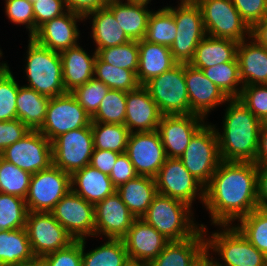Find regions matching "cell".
<instances>
[{"label": "cell", "instance_id": "1", "mask_svg": "<svg viewBox=\"0 0 267 266\" xmlns=\"http://www.w3.org/2000/svg\"><path fill=\"white\" fill-rule=\"evenodd\" d=\"M203 205L214 226L232 225L259 208L257 165L254 162L222 160L205 186Z\"/></svg>", "mask_w": 267, "mask_h": 266}, {"label": "cell", "instance_id": "2", "mask_svg": "<svg viewBox=\"0 0 267 266\" xmlns=\"http://www.w3.org/2000/svg\"><path fill=\"white\" fill-rule=\"evenodd\" d=\"M227 104L222 133L213 124L221 160L255 162L262 122L238 98Z\"/></svg>", "mask_w": 267, "mask_h": 266}, {"label": "cell", "instance_id": "3", "mask_svg": "<svg viewBox=\"0 0 267 266\" xmlns=\"http://www.w3.org/2000/svg\"><path fill=\"white\" fill-rule=\"evenodd\" d=\"M201 226L206 240V259L211 266H267L265 254L253 246L234 225H219L220 232H211L210 236H207L205 224ZM209 251L218 253L222 263Z\"/></svg>", "mask_w": 267, "mask_h": 266}, {"label": "cell", "instance_id": "4", "mask_svg": "<svg viewBox=\"0 0 267 266\" xmlns=\"http://www.w3.org/2000/svg\"><path fill=\"white\" fill-rule=\"evenodd\" d=\"M193 214L189 204L158 193L141 219L167 240L182 241L194 236L202 228L201 224L195 223Z\"/></svg>", "mask_w": 267, "mask_h": 266}, {"label": "cell", "instance_id": "5", "mask_svg": "<svg viewBox=\"0 0 267 266\" xmlns=\"http://www.w3.org/2000/svg\"><path fill=\"white\" fill-rule=\"evenodd\" d=\"M27 48L24 71L28 84L23 86L50 98L66 94L60 53L41 46L31 37Z\"/></svg>", "mask_w": 267, "mask_h": 266}, {"label": "cell", "instance_id": "6", "mask_svg": "<svg viewBox=\"0 0 267 266\" xmlns=\"http://www.w3.org/2000/svg\"><path fill=\"white\" fill-rule=\"evenodd\" d=\"M207 122L193 135L180 158L184 167L204 186L222 161L216 131L212 123Z\"/></svg>", "mask_w": 267, "mask_h": 266}, {"label": "cell", "instance_id": "7", "mask_svg": "<svg viewBox=\"0 0 267 266\" xmlns=\"http://www.w3.org/2000/svg\"><path fill=\"white\" fill-rule=\"evenodd\" d=\"M144 87L163 115L190 114V102L185 81V63L149 80Z\"/></svg>", "mask_w": 267, "mask_h": 266}, {"label": "cell", "instance_id": "8", "mask_svg": "<svg viewBox=\"0 0 267 266\" xmlns=\"http://www.w3.org/2000/svg\"><path fill=\"white\" fill-rule=\"evenodd\" d=\"M197 4L202 13L206 35L238 43L250 37L251 28L241 18L231 0H198Z\"/></svg>", "mask_w": 267, "mask_h": 266}, {"label": "cell", "instance_id": "9", "mask_svg": "<svg viewBox=\"0 0 267 266\" xmlns=\"http://www.w3.org/2000/svg\"><path fill=\"white\" fill-rule=\"evenodd\" d=\"M174 16L177 35L170 51L177 63H189L199 42L206 36L202 13L197 3L165 6Z\"/></svg>", "mask_w": 267, "mask_h": 266}, {"label": "cell", "instance_id": "10", "mask_svg": "<svg viewBox=\"0 0 267 266\" xmlns=\"http://www.w3.org/2000/svg\"><path fill=\"white\" fill-rule=\"evenodd\" d=\"M71 190V175L53 164L32 174L25 202L28 212H51Z\"/></svg>", "mask_w": 267, "mask_h": 266}, {"label": "cell", "instance_id": "11", "mask_svg": "<svg viewBox=\"0 0 267 266\" xmlns=\"http://www.w3.org/2000/svg\"><path fill=\"white\" fill-rule=\"evenodd\" d=\"M90 115L71 93L50 98L42 126L38 129L51 142L59 135L91 126Z\"/></svg>", "mask_w": 267, "mask_h": 266}, {"label": "cell", "instance_id": "12", "mask_svg": "<svg viewBox=\"0 0 267 266\" xmlns=\"http://www.w3.org/2000/svg\"><path fill=\"white\" fill-rule=\"evenodd\" d=\"M93 151L91 126L63 133L52 141L53 165L71 175L90 164Z\"/></svg>", "mask_w": 267, "mask_h": 266}, {"label": "cell", "instance_id": "13", "mask_svg": "<svg viewBox=\"0 0 267 266\" xmlns=\"http://www.w3.org/2000/svg\"><path fill=\"white\" fill-rule=\"evenodd\" d=\"M155 183L161 195L184 201L191 207L195 199L204 204L205 186L191 175L180 158H167L155 177Z\"/></svg>", "mask_w": 267, "mask_h": 266}, {"label": "cell", "instance_id": "14", "mask_svg": "<svg viewBox=\"0 0 267 266\" xmlns=\"http://www.w3.org/2000/svg\"><path fill=\"white\" fill-rule=\"evenodd\" d=\"M0 157L34 174L53 164L52 142L39 130H30L23 138L6 147Z\"/></svg>", "mask_w": 267, "mask_h": 266}, {"label": "cell", "instance_id": "15", "mask_svg": "<svg viewBox=\"0 0 267 266\" xmlns=\"http://www.w3.org/2000/svg\"><path fill=\"white\" fill-rule=\"evenodd\" d=\"M25 229L37 260L75 241L51 212H28Z\"/></svg>", "mask_w": 267, "mask_h": 266}, {"label": "cell", "instance_id": "16", "mask_svg": "<svg viewBox=\"0 0 267 266\" xmlns=\"http://www.w3.org/2000/svg\"><path fill=\"white\" fill-rule=\"evenodd\" d=\"M74 240L95 237V206L70 190L51 211Z\"/></svg>", "mask_w": 267, "mask_h": 266}, {"label": "cell", "instance_id": "17", "mask_svg": "<svg viewBox=\"0 0 267 266\" xmlns=\"http://www.w3.org/2000/svg\"><path fill=\"white\" fill-rule=\"evenodd\" d=\"M140 176L155 178L167 159L157 130L130 133L125 152Z\"/></svg>", "mask_w": 267, "mask_h": 266}, {"label": "cell", "instance_id": "18", "mask_svg": "<svg viewBox=\"0 0 267 266\" xmlns=\"http://www.w3.org/2000/svg\"><path fill=\"white\" fill-rule=\"evenodd\" d=\"M196 114L163 115L157 131L167 158H181L193 135L205 124Z\"/></svg>", "mask_w": 267, "mask_h": 266}, {"label": "cell", "instance_id": "19", "mask_svg": "<svg viewBox=\"0 0 267 266\" xmlns=\"http://www.w3.org/2000/svg\"><path fill=\"white\" fill-rule=\"evenodd\" d=\"M95 236L104 239H123L135 217L115 191L95 205Z\"/></svg>", "mask_w": 267, "mask_h": 266}, {"label": "cell", "instance_id": "20", "mask_svg": "<svg viewBox=\"0 0 267 266\" xmlns=\"http://www.w3.org/2000/svg\"><path fill=\"white\" fill-rule=\"evenodd\" d=\"M185 81L190 102V114L207 119L217 106L227 104L229 98L212 83L201 69L185 63ZM214 108V109H213Z\"/></svg>", "mask_w": 267, "mask_h": 266}, {"label": "cell", "instance_id": "21", "mask_svg": "<svg viewBox=\"0 0 267 266\" xmlns=\"http://www.w3.org/2000/svg\"><path fill=\"white\" fill-rule=\"evenodd\" d=\"M83 20L85 21L83 16L68 10L41 25L31 38L41 46L60 53L78 44L80 30L77 22Z\"/></svg>", "mask_w": 267, "mask_h": 266}, {"label": "cell", "instance_id": "22", "mask_svg": "<svg viewBox=\"0 0 267 266\" xmlns=\"http://www.w3.org/2000/svg\"><path fill=\"white\" fill-rule=\"evenodd\" d=\"M123 241L129 260L140 263L154 260L170 242L141 218L132 222Z\"/></svg>", "mask_w": 267, "mask_h": 266}, {"label": "cell", "instance_id": "23", "mask_svg": "<svg viewBox=\"0 0 267 266\" xmlns=\"http://www.w3.org/2000/svg\"><path fill=\"white\" fill-rule=\"evenodd\" d=\"M163 114L144 86L127 92L124 125L130 133L157 130Z\"/></svg>", "mask_w": 267, "mask_h": 266}, {"label": "cell", "instance_id": "24", "mask_svg": "<svg viewBox=\"0 0 267 266\" xmlns=\"http://www.w3.org/2000/svg\"><path fill=\"white\" fill-rule=\"evenodd\" d=\"M206 260L203 228L182 241H170L149 266H200Z\"/></svg>", "mask_w": 267, "mask_h": 266}, {"label": "cell", "instance_id": "25", "mask_svg": "<svg viewBox=\"0 0 267 266\" xmlns=\"http://www.w3.org/2000/svg\"><path fill=\"white\" fill-rule=\"evenodd\" d=\"M96 57L95 50L89 55L80 43L60 52L66 92H73L94 77Z\"/></svg>", "mask_w": 267, "mask_h": 266}, {"label": "cell", "instance_id": "26", "mask_svg": "<svg viewBox=\"0 0 267 266\" xmlns=\"http://www.w3.org/2000/svg\"><path fill=\"white\" fill-rule=\"evenodd\" d=\"M240 80L243 86L267 84V50L251 37L237 48Z\"/></svg>", "mask_w": 267, "mask_h": 266}, {"label": "cell", "instance_id": "27", "mask_svg": "<svg viewBox=\"0 0 267 266\" xmlns=\"http://www.w3.org/2000/svg\"><path fill=\"white\" fill-rule=\"evenodd\" d=\"M139 63L136 73L138 83L144 86L152 78L170 70L177 62L169 47L146 41H138Z\"/></svg>", "mask_w": 267, "mask_h": 266}, {"label": "cell", "instance_id": "28", "mask_svg": "<svg viewBox=\"0 0 267 266\" xmlns=\"http://www.w3.org/2000/svg\"><path fill=\"white\" fill-rule=\"evenodd\" d=\"M71 190L94 205L116 191L109 175L91 165L71 174Z\"/></svg>", "mask_w": 267, "mask_h": 266}, {"label": "cell", "instance_id": "29", "mask_svg": "<svg viewBox=\"0 0 267 266\" xmlns=\"http://www.w3.org/2000/svg\"><path fill=\"white\" fill-rule=\"evenodd\" d=\"M37 263L25 228L0 230V266H32Z\"/></svg>", "mask_w": 267, "mask_h": 266}, {"label": "cell", "instance_id": "30", "mask_svg": "<svg viewBox=\"0 0 267 266\" xmlns=\"http://www.w3.org/2000/svg\"><path fill=\"white\" fill-rule=\"evenodd\" d=\"M106 7L113 13L126 35L135 41L145 38L152 10L147 5L108 0Z\"/></svg>", "mask_w": 267, "mask_h": 266}, {"label": "cell", "instance_id": "31", "mask_svg": "<svg viewBox=\"0 0 267 266\" xmlns=\"http://www.w3.org/2000/svg\"><path fill=\"white\" fill-rule=\"evenodd\" d=\"M135 219L142 218L158 194L155 178L136 176L116 189Z\"/></svg>", "mask_w": 267, "mask_h": 266}, {"label": "cell", "instance_id": "32", "mask_svg": "<svg viewBox=\"0 0 267 266\" xmlns=\"http://www.w3.org/2000/svg\"><path fill=\"white\" fill-rule=\"evenodd\" d=\"M84 19H92L91 37L94 40L96 52L99 49L118 46L131 41L107 7L89 13Z\"/></svg>", "mask_w": 267, "mask_h": 266}, {"label": "cell", "instance_id": "33", "mask_svg": "<svg viewBox=\"0 0 267 266\" xmlns=\"http://www.w3.org/2000/svg\"><path fill=\"white\" fill-rule=\"evenodd\" d=\"M238 42L230 39L215 38L206 35L197 45L193 59L189 62L193 67L204 69L237 58Z\"/></svg>", "mask_w": 267, "mask_h": 266}, {"label": "cell", "instance_id": "34", "mask_svg": "<svg viewBox=\"0 0 267 266\" xmlns=\"http://www.w3.org/2000/svg\"><path fill=\"white\" fill-rule=\"evenodd\" d=\"M50 97L20 86L16 97L17 119L30 130H38L45 119Z\"/></svg>", "mask_w": 267, "mask_h": 266}, {"label": "cell", "instance_id": "35", "mask_svg": "<svg viewBox=\"0 0 267 266\" xmlns=\"http://www.w3.org/2000/svg\"><path fill=\"white\" fill-rule=\"evenodd\" d=\"M82 240V266H126L130 260L123 239H107L99 247L86 251Z\"/></svg>", "mask_w": 267, "mask_h": 266}, {"label": "cell", "instance_id": "36", "mask_svg": "<svg viewBox=\"0 0 267 266\" xmlns=\"http://www.w3.org/2000/svg\"><path fill=\"white\" fill-rule=\"evenodd\" d=\"M94 149L126 152L129 129L124 124L91 122Z\"/></svg>", "mask_w": 267, "mask_h": 266}, {"label": "cell", "instance_id": "37", "mask_svg": "<svg viewBox=\"0 0 267 266\" xmlns=\"http://www.w3.org/2000/svg\"><path fill=\"white\" fill-rule=\"evenodd\" d=\"M204 75L229 98H239L243 83L240 80L237 58L219 65L201 69ZM240 85V86H239Z\"/></svg>", "mask_w": 267, "mask_h": 266}, {"label": "cell", "instance_id": "38", "mask_svg": "<svg viewBox=\"0 0 267 266\" xmlns=\"http://www.w3.org/2000/svg\"><path fill=\"white\" fill-rule=\"evenodd\" d=\"M176 35L174 16L166 7L151 12L144 40L170 48Z\"/></svg>", "mask_w": 267, "mask_h": 266}, {"label": "cell", "instance_id": "39", "mask_svg": "<svg viewBox=\"0 0 267 266\" xmlns=\"http://www.w3.org/2000/svg\"><path fill=\"white\" fill-rule=\"evenodd\" d=\"M94 78L102 81L110 89L125 92L136 90L140 86L133 71L112 66L98 56L95 61Z\"/></svg>", "mask_w": 267, "mask_h": 266}, {"label": "cell", "instance_id": "40", "mask_svg": "<svg viewBox=\"0 0 267 266\" xmlns=\"http://www.w3.org/2000/svg\"><path fill=\"white\" fill-rule=\"evenodd\" d=\"M32 174L0 157V193L27 197Z\"/></svg>", "mask_w": 267, "mask_h": 266}, {"label": "cell", "instance_id": "41", "mask_svg": "<svg viewBox=\"0 0 267 266\" xmlns=\"http://www.w3.org/2000/svg\"><path fill=\"white\" fill-rule=\"evenodd\" d=\"M233 224L245 238L264 254L267 251V215L259 208Z\"/></svg>", "mask_w": 267, "mask_h": 266}, {"label": "cell", "instance_id": "42", "mask_svg": "<svg viewBox=\"0 0 267 266\" xmlns=\"http://www.w3.org/2000/svg\"><path fill=\"white\" fill-rule=\"evenodd\" d=\"M27 214L25 199L0 193V230L25 228Z\"/></svg>", "mask_w": 267, "mask_h": 266}, {"label": "cell", "instance_id": "43", "mask_svg": "<svg viewBox=\"0 0 267 266\" xmlns=\"http://www.w3.org/2000/svg\"><path fill=\"white\" fill-rule=\"evenodd\" d=\"M127 92L110 89L102 99L91 122L124 124L126 118Z\"/></svg>", "mask_w": 267, "mask_h": 266}, {"label": "cell", "instance_id": "44", "mask_svg": "<svg viewBox=\"0 0 267 266\" xmlns=\"http://www.w3.org/2000/svg\"><path fill=\"white\" fill-rule=\"evenodd\" d=\"M96 53L105 63L137 73L139 63L138 41L131 40L122 45L99 49Z\"/></svg>", "mask_w": 267, "mask_h": 266}, {"label": "cell", "instance_id": "45", "mask_svg": "<svg viewBox=\"0 0 267 266\" xmlns=\"http://www.w3.org/2000/svg\"><path fill=\"white\" fill-rule=\"evenodd\" d=\"M7 64L0 70V121L17 119L16 97L20 85Z\"/></svg>", "mask_w": 267, "mask_h": 266}, {"label": "cell", "instance_id": "46", "mask_svg": "<svg viewBox=\"0 0 267 266\" xmlns=\"http://www.w3.org/2000/svg\"><path fill=\"white\" fill-rule=\"evenodd\" d=\"M110 88L94 77L84 85L71 92L78 100L80 106L92 117L98 110L102 99Z\"/></svg>", "mask_w": 267, "mask_h": 266}, {"label": "cell", "instance_id": "47", "mask_svg": "<svg viewBox=\"0 0 267 266\" xmlns=\"http://www.w3.org/2000/svg\"><path fill=\"white\" fill-rule=\"evenodd\" d=\"M238 99L261 122L267 121V84L243 86Z\"/></svg>", "mask_w": 267, "mask_h": 266}, {"label": "cell", "instance_id": "48", "mask_svg": "<svg viewBox=\"0 0 267 266\" xmlns=\"http://www.w3.org/2000/svg\"><path fill=\"white\" fill-rule=\"evenodd\" d=\"M41 266H82V240H75L66 248L44 255Z\"/></svg>", "mask_w": 267, "mask_h": 266}, {"label": "cell", "instance_id": "49", "mask_svg": "<svg viewBox=\"0 0 267 266\" xmlns=\"http://www.w3.org/2000/svg\"><path fill=\"white\" fill-rule=\"evenodd\" d=\"M5 13L8 19L18 25H25L29 38L35 34L33 4L29 0H5Z\"/></svg>", "mask_w": 267, "mask_h": 266}, {"label": "cell", "instance_id": "50", "mask_svg": "<svg viewBox=\"0 0 267 266\" xmlns=\"http://www.w3.org/2000/svg\"><path fill=\"white\" fill-rule=\"evenodd\" d=\"M32 4L35 18V33L45 22L68 11L64 0H37Z\"/></svg>", "mask_w": 267, "mask_h": 266}, {"label": "cell", "instance_id": "51", "mask_svg": "<svg viewBox=\"0 0 267 266\" xmlns=\"http://www.w3.org/2000/svg\"><path fill=\"white\" fill-rule=\"evenodd\" d=\"M231 2L250 28L267 15V0H231Z\"/></svg>", "mask_w": 267, "mask_h": 266}, {"label": "cell", "instance_id": "52", "mask_svg": "<svg viewBox=\"0 0 267 266\" xmlns=\"http://www.w3.org/2000/svg\"><path fill=\"white\" fill-rule=\"evenodd\" d=\"M30 129L19 119L0 121V154L8 146L23 138Z\"/></svg>", "mask_w": 267, "mask_h": 266}, {"label": "cell", "instance_id": "53", "mask_svg": "<svg viewBox=\"0 0 267 266\" xmlns=\"http://www.w3.org/2000/svg\"><path fill=\"white\" fill-rule=\"evenodd\" d=\"M136 176H138V174L128 155L126 153L120 154L109 175L114 187L117 189Z\"/></svg>", "mask_w": 267, "mask_h": 266}, {"label": "cell", "instance_id": "54", "mask_svg": "<svg viewBox=\"0 0 267 266\" xmlns=\"http://www.w3.org/2000/svg\"><path fill=\"white\" fill-rule=\"evenodd\" d=\"M119 155V153L110 150L94 149L89 165L110 175Z\"/></svg>", "mask_w": 267, "mask_h": 266}, {"label": "cell", "instance_id": "55", "mask_svg": "<svg viewBox=\"0 0 267 266\" xmlns=\"http://www.w3.org/2000/svg\"><path fill=\"white\" fill-rule=\"evenodd\" d=\"M67 10L84 18L99 8L106 7L108 0H64Z\"/></svg>", "mask_w": 267, "mask_h": 266}, {"label": "cell", "instance_id": "56", "mask_svg": "<svg viewBox=\"0 0 267 266\" xmlns=\"http://www.w3.org/2000/svg\"><path fill=\"white\" fill-rule=\"evenodd\" d=\"M257 201L259 206L267 201V164L257 165Z\"/></svg>", "mask_w": 267, "mask_h": 266}, {"label": "cell", "instance_id": "57", "mask_svg": "<svg viewBox=\"0 0 267 266\" xmlns=\"http://www.w3.org/2000/svg\"><path fill=\"white\" fill-rule=\"evenodd\" d=\"M256 165L267 164V122H262L260 137L258 142V151L254 162Z\"/></svg>", "mask_w": 267, "mask_h": 266}, {"label": "cell", "instance_id": "58", "mask_svg": "<svg viewBox=\"0 0 267 266\" xmlns=\"http://www.w3.org/2000/svg\"><path fill=\"white\" fill-rule=\"evenodd\" d=\"M250 37L267 50V15L251 27Z\"/></svg>", "mask_w": 267, "mask_h": 266}, {"label": "cell", "instance_id": "59", "mask_svg": "<svg viewBox=\"0 0 267 266\" xmlns=\"http://www.w3.org/2000/svg\"><path fill=\"white\" fill-rule=\"evenodd\" d=\"M119 1L124 2V0H119ZM125 2L148 5L151 2V0H125Z\"/></svg>", "mask_w": 267, "mask_h": 266}, {"label": "cell", "instance_id": "60", "mask_svg": "<svg viewBox=\"0 0 267 266\" xmlns=\"http://www.w3.org/2000/svg\"><path fill=\"white\" fill-rule=\"evenodd\" d=\"M126 266H149L148 263L129 262Z\"/></svg>", "mask_w": 267, "mask_h": 266}, {"label": "cell", "instance_id": "61", "mask_svg": "<svg viewBox=\"0 0 267 266\" xmlns=\"http://www.w3.org/2000/svg\"><path fill=\"white\" fill-rule=\"evenodd\" d=\"M259 209L267 215V201H264L260 206Z\"/></svg>", "mask_w": 267, "mask_h": 266}, {"label": "cell", "instance_id": "62", "mask_svg": "<svg viewBox=\"0 0 267 266\" xmlns=\"http://www.w3.org/2000/svg\"><path fill=\"white\" fill-rule=\"evenodd\" d=\"M180 4H184V3H197L198 0H179Z\"/></svg>", "mask_w": 267, "mask_h": 266}, {"label": "cell", "instance_id": "63", "mask_svg": "<svg viewBox=\"0 0 267 266\" xmlns=\"http://www.w3.org/2000/svg\"><path fill=\"white\" fill-rule=\"evenodd\" d=\"M8 63L6 62H3L2 63L0 62V70L3 69Z\"/></svg>", "mask_w": 267, "mask_h": 266}, {"label": "cell", "instance_id": "64", "mask_svg": "<svg viewBox=\"0 0 267 266\" xmlns=\"http://www.w3.org/2000/svg\"><path fill=\"white\" fill-rule=\"evenodd\" d=\"M200 266H207V259Z\"/></svg>", "mask_w": 267, "mask_h": 266}, {"label": "cell", "instance_id": "65", "mask_svg": "<svg viewBox=\"0 0 267 266\" xmlns=\"http://www.w3.org/2000/svg\"><path fill=\"white\" fill-rule=\"evenodd\" d=\"M3 57V52H2V49L0 48V58L2 59Z\"/></svg>", "mask_w": 267, "mask_h": 266}, {"label": "cell", "instance_id": "66", "mask_svg": "<svg viewBox=\"0 0 267 266\" xmlns=\"http://www.w3.org/2000/svg\"><path fill=\"white\" fill-rule=\"evenodd\" d=\"M265 261H266V264H267V251L265 253Z\"/></svg>", "mask_w": 267, "mask_h": 266}]
</instances>
